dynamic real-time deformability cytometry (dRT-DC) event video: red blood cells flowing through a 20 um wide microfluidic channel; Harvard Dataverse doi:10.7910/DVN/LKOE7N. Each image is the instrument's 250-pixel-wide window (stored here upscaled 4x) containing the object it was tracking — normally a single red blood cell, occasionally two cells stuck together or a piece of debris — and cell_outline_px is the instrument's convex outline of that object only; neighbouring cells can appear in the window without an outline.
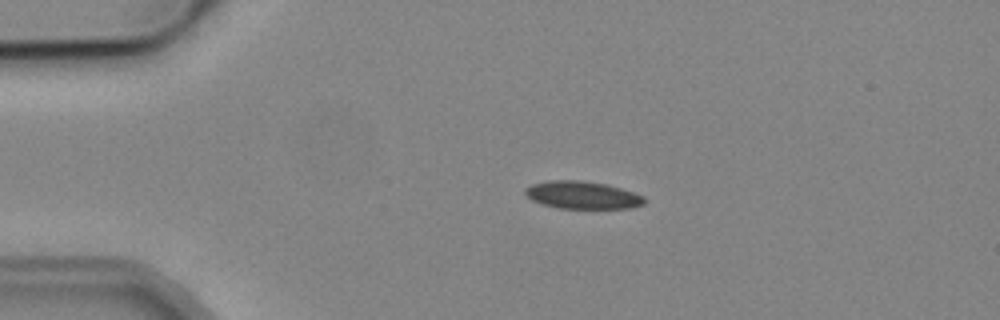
{"species": "common noctule bat (a hibernating species)", "species_latin": "Nyctalus noctula", "temperature_condition": "cold", "stored_images_in_passage": 2, "camera_frame_rate_fps": 3000, "um_per_image_px": 0.085, "animal": {"sex": "male", "body_mass_g": 19.2, "forearm_length_mm": 51.8}, "frame": {"image": 1, "passage_image": 1, "time_ms": 0.0, "image_size_px": [1000, 320], "cell_outline_px": [[644, 204], [632, 208], [560, 208], [544, 204], [532, 200], [524, 192], [524, 188], [532, 184], [548, 180], [584, 180], [608, 184], [644, 196]], "centroid_in_image_um": [49.5, 16.56], "position_along_channel_um": 35.5, "area_um2": 19.13}}